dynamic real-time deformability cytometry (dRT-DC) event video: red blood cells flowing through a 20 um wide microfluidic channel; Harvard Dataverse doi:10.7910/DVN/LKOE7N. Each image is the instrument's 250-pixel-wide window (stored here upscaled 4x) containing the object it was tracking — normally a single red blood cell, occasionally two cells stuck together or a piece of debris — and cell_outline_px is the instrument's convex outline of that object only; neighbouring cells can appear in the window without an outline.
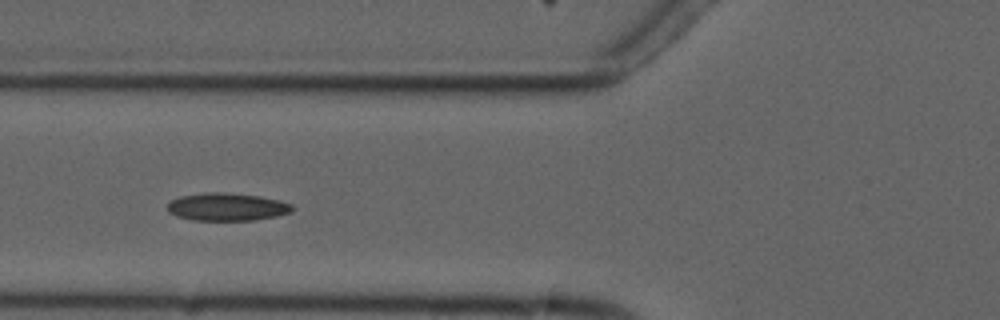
{"species": "common noctule bat (a hibernating species)", "species_latin": "Nyctalus noctula", "temperature_condition": "cold", "stored_images_in_passage": 6, "camera_frame_rate_fps": 3000, "um_per_image_px": 0.085, "animal": {"sex": "male", "forearm_length_mm": 52.5}, "frame": {"image": 1, "passage_image": 5, "time_ms": 4.667, "image_size_px": [1000, 320], "cell_outline_px": [[296, 208], [292, 212], [276, 216], [256, 220], [192, 220], [176, 216], [168, 212], [168, 204], [172, 200], [180, 196], [208, 192], [224, 192], [260, 196], [280, 200], [292, 204]], "centroid_in_image_um": [19.33, 17.58], "position_along_channel_um": 106.5, "area_um2": 20.35}}
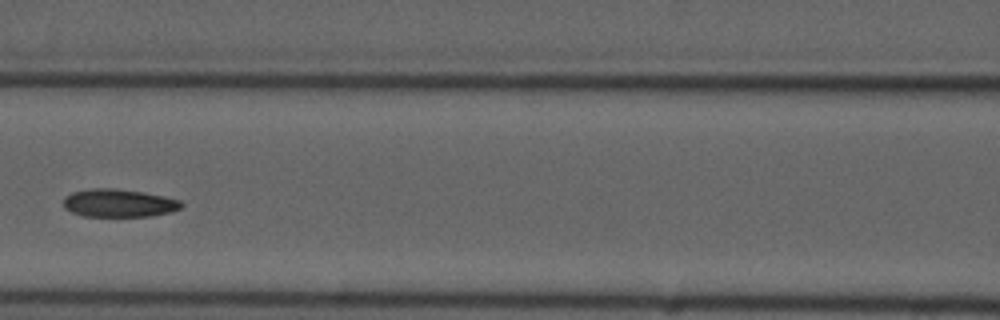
{"frame": {"image": 2, "passage_image": 6, "time_ms": 6.0, "image_size_px": [1000, 320], "cell_outline_px": [[184, 204], [180, 208], [172, 212], [152, 216], [84, 216], [72, 212], [64, 208], [64, 196], [72, 192], [88, 188], [116, 188], [144, 192], [164, 196], [180, 200]], "centroid_in_image_um": [10.1, 17.25], "position_along_channel_um": 156.5, "area_um2": 19.42}}